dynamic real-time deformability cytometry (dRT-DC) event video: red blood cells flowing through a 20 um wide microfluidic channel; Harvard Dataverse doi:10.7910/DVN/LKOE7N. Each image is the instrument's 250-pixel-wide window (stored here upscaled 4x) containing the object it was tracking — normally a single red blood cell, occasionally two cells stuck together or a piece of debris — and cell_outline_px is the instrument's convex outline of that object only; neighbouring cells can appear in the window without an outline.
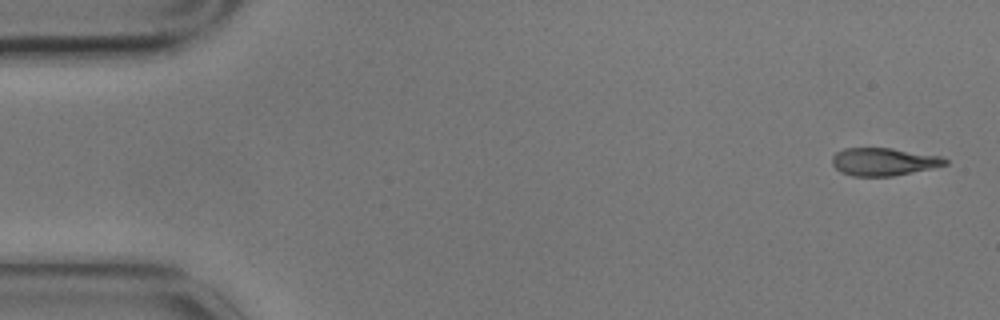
{"species": "common noctule bat (a hibernating species)", "species_latin": "Nyctalus noctula", "temperature_condition": "cold", "stored_images_in_passage": 4, "camera_frame_rate_fps": 3000, "um_per_image_px": 0.085, "animal": {"sex": "male", "body_mass_g": 17.9}, "frame": {"image": 1, "passage_image": 1, "time_ms": 0.0, "image_size_px": [1000, 320], "cell_outline_px": [[948, 164], [932, 168], [892, 176], [852, 176], [840, 172], [832, 164], [832, 156], [836, 152], [844, 148], [892, 148], [944, 156], [948, 160]], "centroid_in_image_um": [75.12, 13.74], "position_along_channel_um": 9.9, "area_um2": 18.44}}
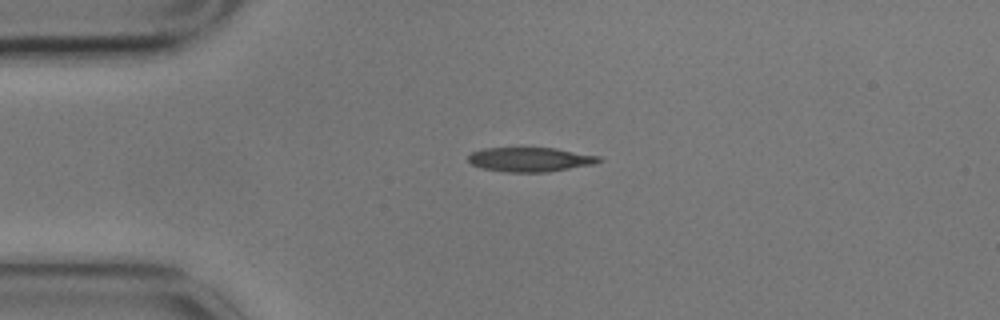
{"frame": {"image": 2, "passage_image": 3, "time_ms": 0.667, "image_size_px": [1000, 320], "cell_outline_px": [[604, 160], [592, 164], [548, 172], [504, 172], [480, 168], [472, 164], [468, 160], [468, 156], [472, 152], [484, 148], [556, 148], [600, 156]], "centroid_in_image_um": [45.06, 13.56], "position_along_channel_um": 39.9, "area_um2": 18.55}}